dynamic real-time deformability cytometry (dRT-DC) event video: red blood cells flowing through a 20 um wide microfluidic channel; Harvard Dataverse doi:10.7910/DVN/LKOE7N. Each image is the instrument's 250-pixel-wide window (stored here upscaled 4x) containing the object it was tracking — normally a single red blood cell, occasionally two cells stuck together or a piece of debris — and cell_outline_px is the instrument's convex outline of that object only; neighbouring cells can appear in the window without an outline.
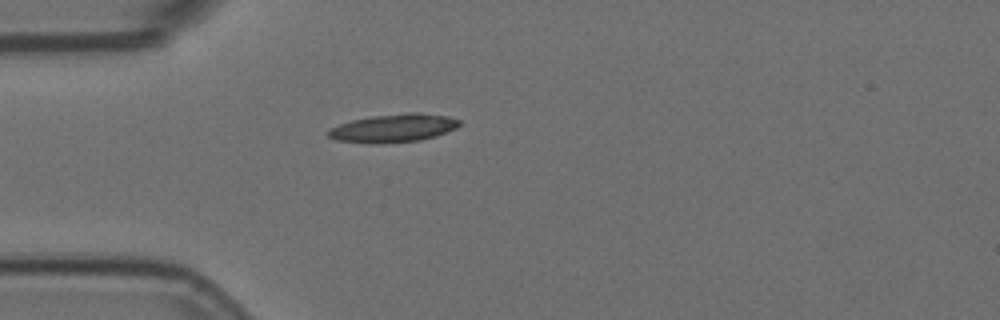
{"species": "Egyptian fruit bat (a non-hibernating species)", "species_latin": "Rousettus aegyptiacus", "temperature_condition": "room temperature", "stored_images_in_passage": 1, "camera_frame_rate_fps": 3000, "um_per_image_px": 0.085, "animal": {"sex": "female"}, "frame": {"image": 1, "passage_image": 1, "time_ms": 0.0, "image_size_px": [1000, 320], "cell_outline_px": [[460, 124], [456, 128], [436, 136], [420, 140], [372, 144], [336, 140], [328, 136], [328, 132], [332, 128], [340, 124], [352, 120], [372, 116], [408, 112], [416, 112], [448, 116], [460, 120]], "centroid_in_image_um": [33.47, 10.88], "position_along_channel_um": 51.5, "area_um2": 21.44}}